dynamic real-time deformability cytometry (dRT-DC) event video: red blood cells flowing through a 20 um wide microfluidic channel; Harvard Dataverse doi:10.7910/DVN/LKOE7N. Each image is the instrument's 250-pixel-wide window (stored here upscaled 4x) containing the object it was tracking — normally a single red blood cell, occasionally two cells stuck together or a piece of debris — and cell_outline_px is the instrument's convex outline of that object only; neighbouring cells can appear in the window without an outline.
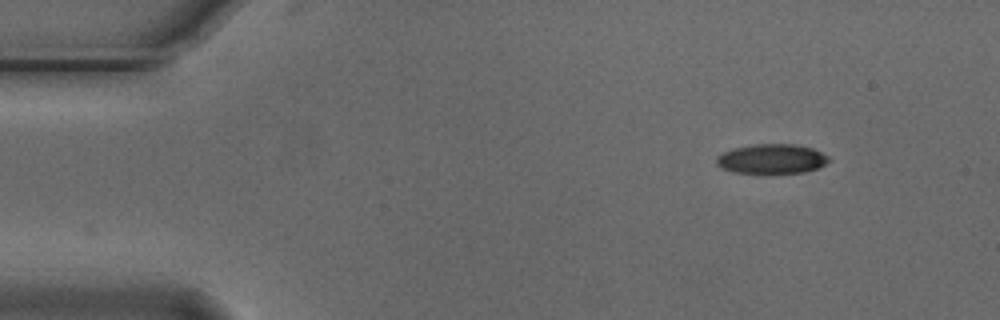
{"species": "Egyptian fruit bat (a non-hibernating species)", "species_latin": "Rousettus aegyptiacus", "temperature_condition": "cold", "stored_images_in_passage": 50, "camera_frame_rate_fps": 3000, "um_per_image_px": 0.085, "animal": {"sex": "male"}, "frame": {"image": 1, "passage_image": 1, "time_ms": 0.0, "image_size_px": [1000, 320], "cell_outline_px": [[832, 160], [820, 168], [804, 172], [768, 176], [732, 172], [720, 168], [716, 164], [716, 156], [724, 152], [736, 148], [756, 144], [792, 144], [812, 148], [828, 156]], "centroid_in_image_um": [65.6, 13.57], "position_along_channel_um": 19.4, "area_um2": 20.23}}
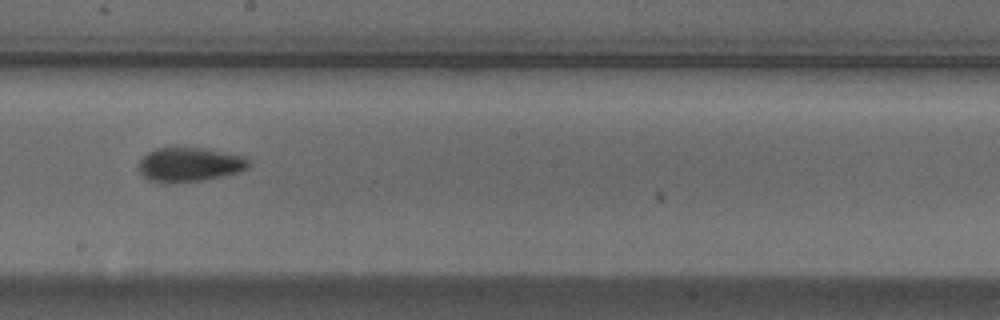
{"frame": {"image": 2, "passage_image": 25, "time_ms": 8.0, "image_size_px": [1000, 320], "cell_outline_px": [[252, 164], [248, 168], [240, 172], [204, 180], [168, 184], [148, 180], [136, 168], [140, 160], [148, 152], [156, 148], [208, 148], [248, 156]], "centroid_in_image_um": [16.16, 13.99], "position_along_channel_um": 232.0, "area_um2": 22.54}}
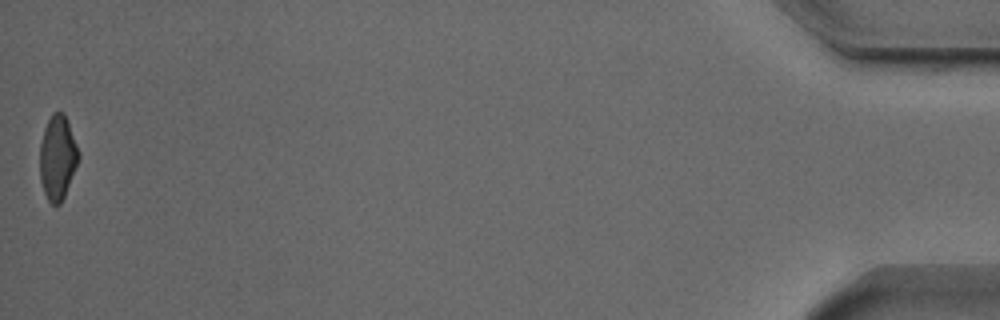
{"frame": {"image": 3, "passage_image": 49, "time_ms": 16.0, "image_size_px": [1000, 320], "cell_outline_px": [[80, 156], [64, 196], [60, 204], [52, 204], [48, 200], [44, 192], [40, 180], [40, 144], [44, 128], [52, 112], [64, 112], [80, 152]], "centroid_in_image_um": [4.89, 13.36], "position_along_channel_um": 430.3, "area_um2": 18.96}, "authors_computed_cell_mechanics": {"area_um2": 20.8947, "velocity_mm_per_s": 3.7558, "shape_relaxation_time_tau1_ms": 3.5922, "shape_relaxation_time_tau2_ms": 2.6985, "deformation_change_tau1": 0.1213, "deformation_change_tau2": 0.0839}}